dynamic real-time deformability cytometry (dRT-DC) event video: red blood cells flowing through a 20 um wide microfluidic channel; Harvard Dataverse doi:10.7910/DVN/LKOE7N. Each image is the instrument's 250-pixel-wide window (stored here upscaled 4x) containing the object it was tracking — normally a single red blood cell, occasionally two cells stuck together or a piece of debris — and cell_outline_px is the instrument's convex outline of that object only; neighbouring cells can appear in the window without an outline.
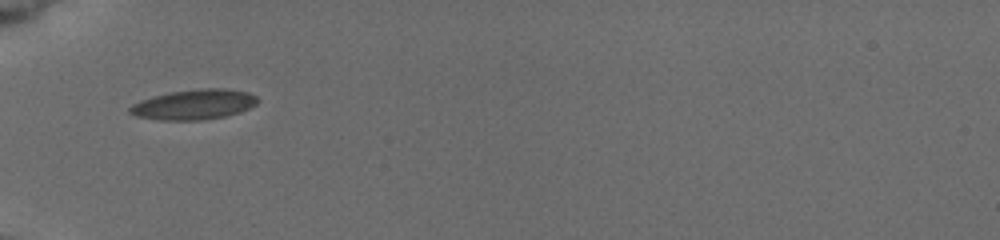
{"species": "common noctule bat (a hibernating species)", "species_latin": "Nyctalus noctula", "temperature_condition": "cold", "stored_images_in_passage": 5, "camera_frame_rate_fps": 3000, "um_per_image_px": 0.085, "animal": {"sex": "female", "body_mass_g": 19.5, "forearm_length_mm": 54.1}, "frame": {"image": 1, "passage_image": 1, "time_ms": 0.0, "image_size_px": [1000, 240], "cell_outline_px": [[260, 100], [256, 104], [240, 112], [224, 116], [200, 120], [160, 120], [136, 116], [128, 112], [128, 108], [132, 104], [140, 100], [152, 96], [168, 92], [204, 88], [224, 88], [248, 92], [256, 96]], "centroid_in_image_um": [16.47, 8.87], "position_along_channel_um": 68.5, "area_um2": 22.48}}